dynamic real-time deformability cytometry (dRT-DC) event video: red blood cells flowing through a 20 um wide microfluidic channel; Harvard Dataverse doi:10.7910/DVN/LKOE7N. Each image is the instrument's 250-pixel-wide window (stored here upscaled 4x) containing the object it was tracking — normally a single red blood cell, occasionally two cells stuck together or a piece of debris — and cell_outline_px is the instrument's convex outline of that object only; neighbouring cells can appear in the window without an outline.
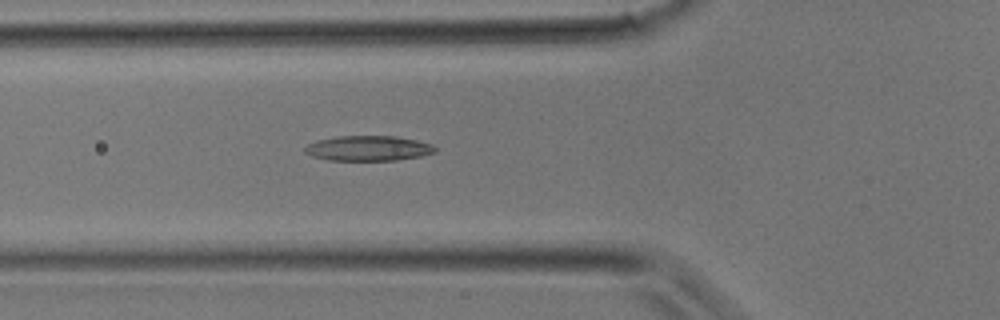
{"species": "common noctule bat (a hibernating species)", "species_latin": "Nyctalus noctula", "temperature_condition": "room temperature", "stored_images_in_passage": 36, "camera_frame_rate_fps": 3000, "um_per_image_px": 0.085, "animal": {"sex": "male", "body_mass_g": 17.9}, "frame": {"image": 1, "passage_image": 13, "time_ms": 4.0, "image_size_px": [1000, 320], "cell_outline_px": [[436, 152], [420, 156], [396, 160], [328, 160], [312, 156], [304, 152], [304, 148], [308, 144], [316, 140], [336, 136], [396, 136], [416, 140], [432, 144], [436, 148]], "centroid_in_image_um": [31.28, 12.6], "position_along_channel_um": 94.5, "area_um2": 19.07}}
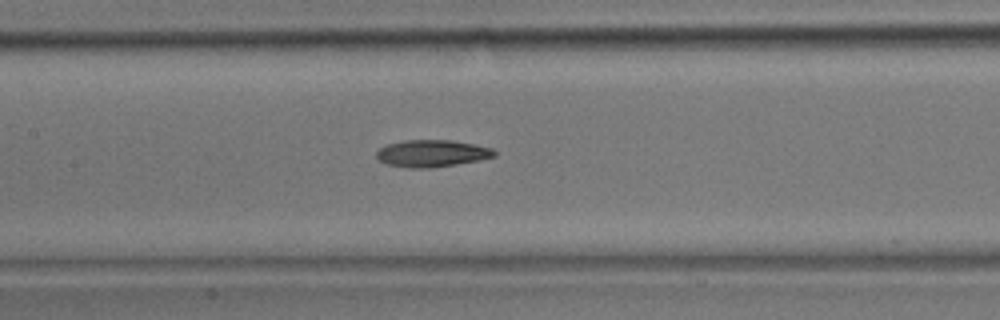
{"frame": {"image": 2, "passage_image": 17, "time_ms": 5.333, "image_size_px": [1000, 320], "cell_outline_px": [[496, 156], [480, 160], [432, 168], [408, 168], [388, 164], [380, 160], [376, 156], [376, 152], [380, 148], [388, 144], [404, 140], [452, 140], [476, 144], [492, 148], [496, 152]], "centroid_in_image_um": [36.74, 13.03], "position_along_channel_um": 170.7, "area_um2": 18.61}}
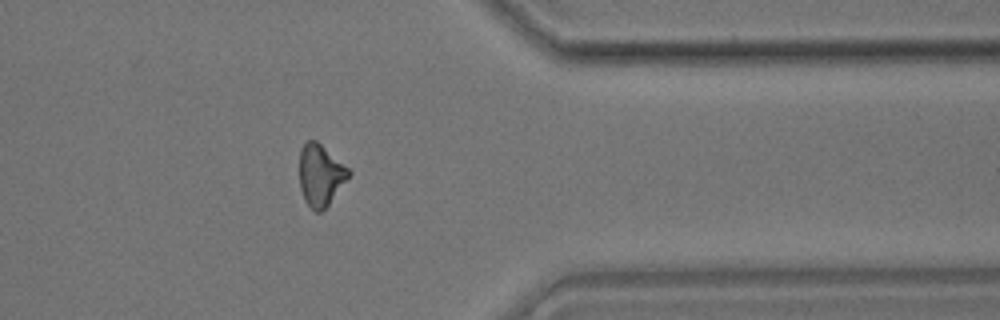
{"frame": {"image": 3, "passage_image": 29, "time_ms": 9.333, "image_size_px": [1000, 320], "cell_outline_px": [[352, 172], [328, 204], [320, 212], [316, 212], [304, 200], [300, 188], [300, 148], [308, 140], [316, 140], [348, 168]], "centroid_in_image_um": [27.22, 14.87], "position_along_channel_um": 384.2, "area_um2": 17.28}}